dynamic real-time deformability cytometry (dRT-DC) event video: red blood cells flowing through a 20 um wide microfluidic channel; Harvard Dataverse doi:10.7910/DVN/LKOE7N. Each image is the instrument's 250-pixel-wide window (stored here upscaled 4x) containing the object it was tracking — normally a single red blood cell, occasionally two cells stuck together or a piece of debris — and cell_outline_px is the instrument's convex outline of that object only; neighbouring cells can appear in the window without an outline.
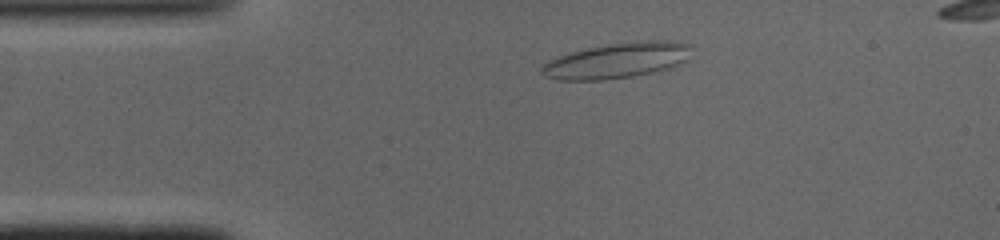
{"species": "common noctule bat (a hibernating species)", "species_latin": "Nyctalus noctula", "temperature_condition": "cold", "stored_images_in_passage": 34, "camera_frame_rate_fps": 3000, "um_per_image_px": 0.085, "animal": {"sex": "male", "body_mass_g": 19.0, "forearm_length_mm": 50.8}, "frame": {"image": 1, "passage_image": 1, "time_ms": 0.0, "image_size_px": [1000, 240], "cell_outline_px": [[692, 44], [688, 60], [672, 68], [632, 76], [604, 80], [556, 80], [544, 76], [540, 72], [540, 68], [544, 64], [560, 56], [572, 52], [588, 48], [608, 44], [636, 40], [676, 40]], "centroid_in_image_um": [52.52, 5.13], "position_along_channel_um": 32.5, "area_um2": 31.27}}
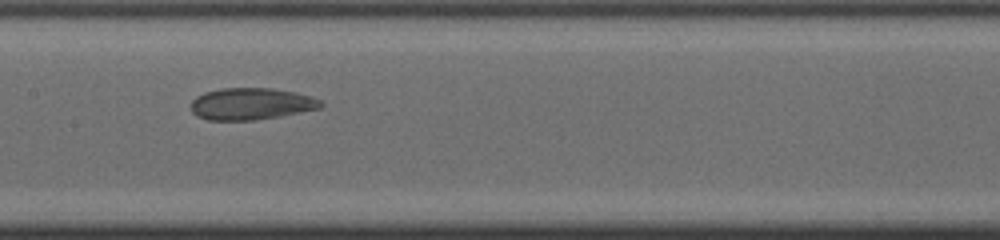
{"frame": {"image": 2, "passage_image": 15, "time_ms": 4.667, "image_size_px": [1000, 240], "cell_outline_px": [[324, 104], [320, 108], [280, 116], [252, 120], [208, 120], [196, 116], [192, 112], [192, 100], [196, 96], [204, 92], [220, 88], [272, 88], [296, 92], [312, 96], [320, 100]], "centroid_in_image_um": [21.34, 8.82], "position_along_channel_um": 186.1, "area_um2": 24.16}}
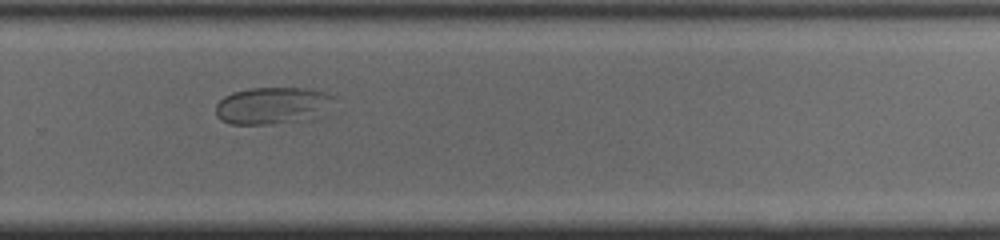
{"frame": {"image": 3, "passage_image": 24, "time_ms": 7.667, "image_size_px": [1000, 240], "cell_outline_px": [[336, 96], [316, 120], [264, 124], [228, 124], [220, 120], [216, 116], [216, 104], [224, 96], [232, 92], [248, 88], [312, 88], [328, 92]], "centroid_in_image_um": [23.17, 8.98], "position_along_channel_um": 306.6, "area_um2": 26.01}}